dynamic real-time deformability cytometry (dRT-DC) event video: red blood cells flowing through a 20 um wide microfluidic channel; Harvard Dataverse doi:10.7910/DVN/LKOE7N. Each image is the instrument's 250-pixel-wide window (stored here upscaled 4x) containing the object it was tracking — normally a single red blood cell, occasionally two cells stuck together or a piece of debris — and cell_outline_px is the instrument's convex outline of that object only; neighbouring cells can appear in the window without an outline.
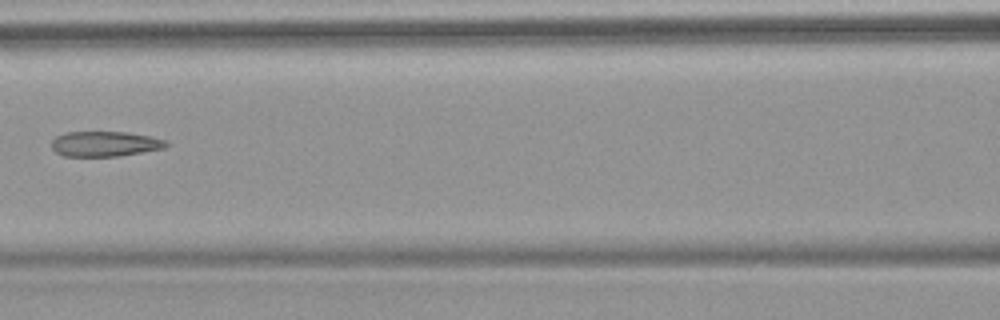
{"species": "common noctule bat (a hibernating species)", "species_latin": "Nyctalus noctula", "temperature_condition": "warm", "stored_images_in_passage": 3, "camera_frame_rate_fps": 3000, "um_per_image_px": 0.085, "animal": {"sex": "female", "body_mass_g": 18.4}, "frame": {"image": 1, "passage_image": 3, "time_ms": 2.333, "image_size_px": [1000, 320], "cell_outline_px": [[168, 144], [164, 148], [120, 156], [64, 156], [56, 152], [52, 148], [52, 140], [56, 136], [64, 132], [128, 132], [152, 136], [168, 140]], "centroid_in_image_um": [8.94, 12.22], "position_along_channel_um": 157.7, "area_um2": 16.94}}